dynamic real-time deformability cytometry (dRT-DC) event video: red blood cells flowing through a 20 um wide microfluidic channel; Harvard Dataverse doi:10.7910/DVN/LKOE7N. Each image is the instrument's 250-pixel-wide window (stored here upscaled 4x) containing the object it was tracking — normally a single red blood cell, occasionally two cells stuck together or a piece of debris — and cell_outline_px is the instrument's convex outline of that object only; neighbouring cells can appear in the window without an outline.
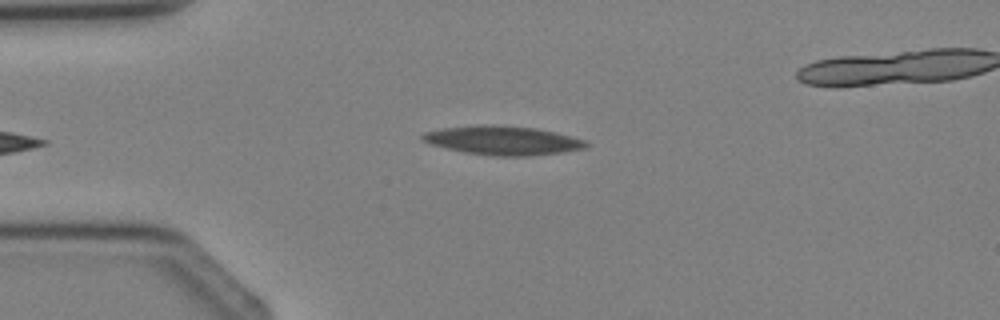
{"species": "Egyptian fruit bat (a non-hibernating species)", "species_latin": "Rousettus aegyptiacus", "temperature_condition": "cold", "stored_images_in_passage": 4, "camera_frame_rate_fps": 3000, "um_per_image_px": 0.085, "animal": {"sex": "female"}, "frame": {"image": 1, "passage_image": 4, "time_ms": 3.667, "image_size_px": [1000, 320], "cell_outline_px": [[588, 144], [584, 148], [560, 152], [528, 156], [492, 156], [464, 152], [432, 144], [420, 140], [420, 136], [424, 132], [444, 128], [476, 124], [492, 124], [536, 128], [556, 132], [588, 140]], "centroid_in_image_um": [42.73, 11.92], "position_along_channel_um": 42.3, "area_um2": 27.69}}